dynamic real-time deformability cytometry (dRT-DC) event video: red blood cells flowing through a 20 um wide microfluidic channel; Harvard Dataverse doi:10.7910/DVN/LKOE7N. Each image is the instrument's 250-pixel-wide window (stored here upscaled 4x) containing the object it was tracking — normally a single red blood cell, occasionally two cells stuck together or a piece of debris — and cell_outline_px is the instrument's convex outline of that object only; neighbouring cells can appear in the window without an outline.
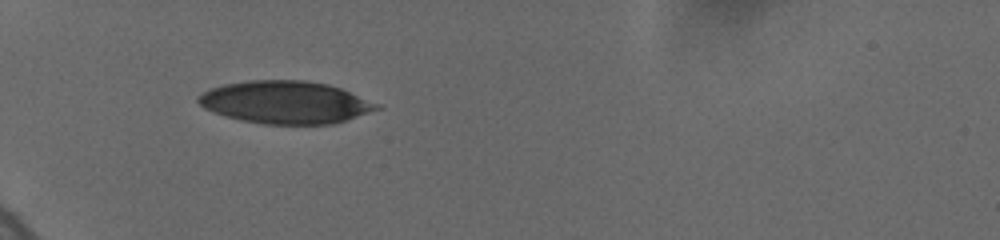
{"species": "human", "species_latin": "Homo sapiens", "temperature_condition": "cold", "stored_images_in_passage": 9, "camera_frame_rate_fps": 3000, "um_per_image_px": 0.085, "donor": {"sex": "female"}, "frame": {"image": 1, "passage_image": 4, "time_ms": 2.333, "image_size_px": [1000, 240], "cell_outline_px": [[384, 108], [336, 124], [264, 124], [240, 120], [224, 116], [212, 112], [204, 108], [196, 100], [196, 96], [208, 88], [224, 84], [248, 80], [308, 80], [328, 84], [340, 88], [380, 104]], "centroid_in_image_um": [24.26, 8.7], "position_along_channel_um": 60.7, "area_um2": 44.85}}
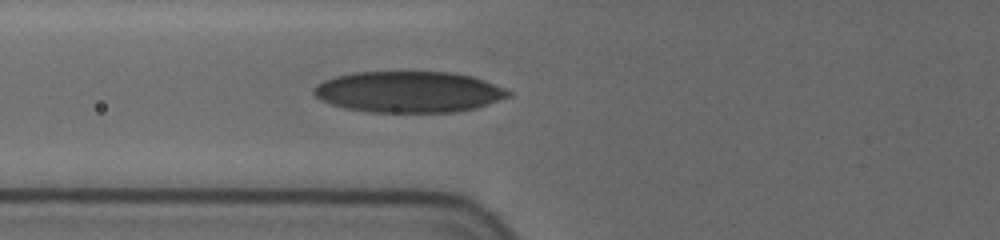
{"frame": {"image": 2, "passage_image": 6, "time_ms": 3.667, "image_size_px": [1000, 240], "cell_outline_px": [[512, 96], [476, 108], [456, 112], [372, 112], [344, 108], [320, 100], [312, 92], [312, 88], [324, 80], [336, 76], [356, 72], [452, 72], [472, 76], [484, 80], [504, 88], [512, 92]], "centroid_in_image_um": [34.76, 7.81], "position_along_channel_um": 91.0, "area_um2": 46.76}}
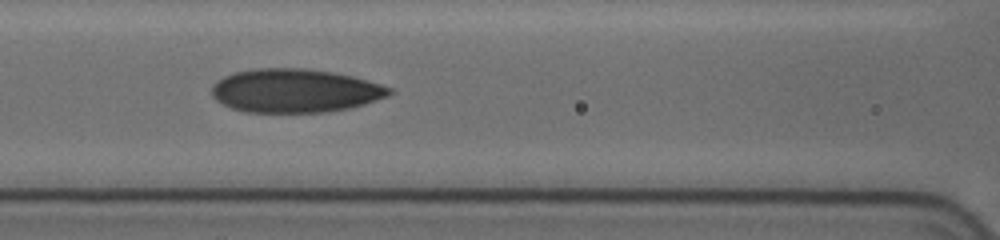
{"frame": {"image": 3, "passage_image": 8, "time_ms": 5.0, "image_size_px": [1000, 240], "cell_outline_px": [[392, 92], [388, 96], [364, 104], [348, 108], [324, 112], [244, 112], [232, 108], [216, 100], [212, 96], [212, 84], [216, 80], [232, 72], [256, 68], [304, 68], [332, 72], [352, 76], [380, 84], [392, 88]], "centroid_in_image_um": [25.03, 7.7], "position_along_channel_um": 141.6, "area_um2": 45.14}}